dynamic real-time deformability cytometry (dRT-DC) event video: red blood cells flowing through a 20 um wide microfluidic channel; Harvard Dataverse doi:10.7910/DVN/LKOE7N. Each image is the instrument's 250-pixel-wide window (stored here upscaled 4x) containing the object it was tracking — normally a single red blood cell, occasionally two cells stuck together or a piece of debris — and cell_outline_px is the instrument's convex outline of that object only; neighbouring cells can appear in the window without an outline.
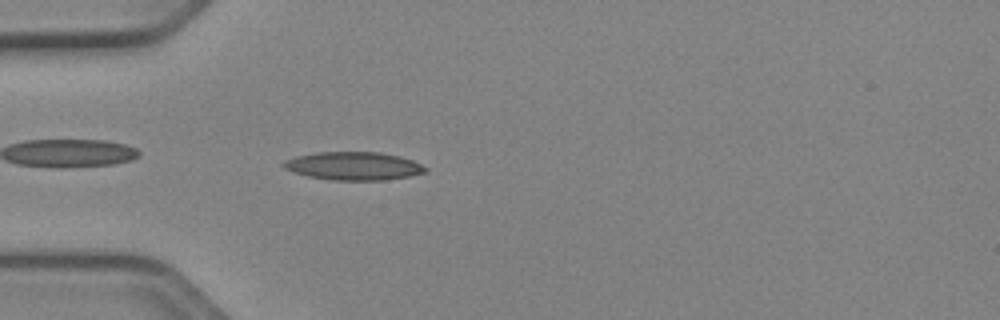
{"species": "Egyptian fruit bat (a non-hibernating species)", "species_latin": "Rousettus aegyptiacus", "temperature_condition": "cold", "stored_images_in_passage": 38, "camera_frame_rate_fps": 3000, "um_per_image_px": 0.085, "animal": {"sex": "female"}, "frame": {"image": 1, "passage_image": 2, "time_ms": 0.333, "image_size_px": [1000, 320], "cell_outline_px": [[428, 172], [408, 176], [384, 180], [332, 180], [308, 176], [292, 172], [284, 168], [280, 164], [284, 160], [296, 156], [316, 152], [380, 152], [400, 156], [412, 160], [428, 168]], "centroid_in_image_um": [30.03, 14.1], "position_along_channel_um": 55.0, "area_um2": 23.41}}
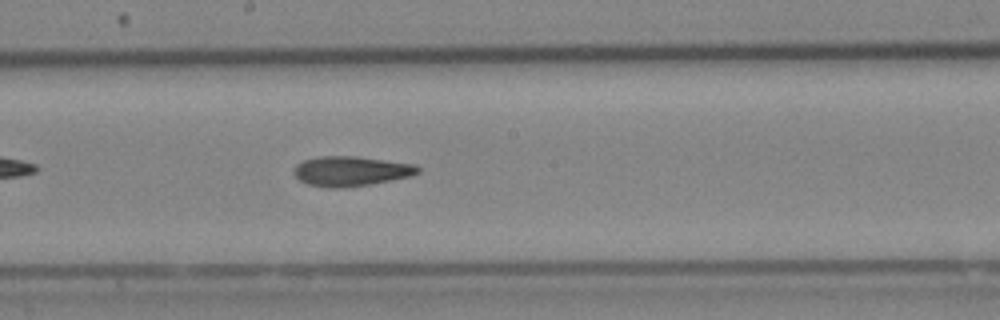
{"frame": {"image": 2, "passage_image": 15, "time_ms": 4.667, "image_size_px": [1000, 320], "cell_outline_px": [[420, 172], [412, 176], [368, 184], [344, 188], [328, 188], [308, 184], [300, 180], [292, 172], [296, 164], [304, 160], [316, 156], [356, 156], [416, 164], [420, 168]], "centroid_in_image_um": [29.82, 14.54], "position_along_channel_um": 218.4, "area_um2": 21.68}}
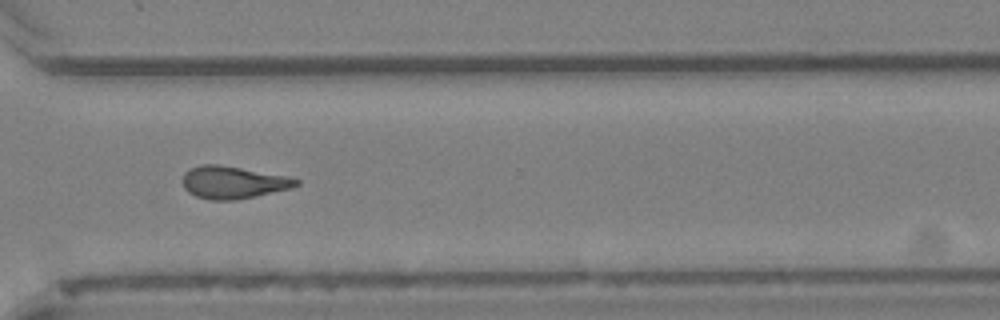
{"frame": {"image": 3, "passage_image": 25, "time_ms": 8.0, "image_size_px": [1000, 320], "cell_outline_px": [[300, 184], [292, 188], [256, 196], [236, 200], [208, 200], [196, 196], [188, 192], [184, 188], [184, 172], [188, 168], [200, 164], [220, 164], [284, 176], [300, 180]], "centroid_in_image_um": [19.78, 15.5], "position_along_channel_um": 350.8, "area_um2": 21.44}, "authors_computed_cell_mechanics": {"area_um2": 21.2126, "velocity_mm_per_s": 3.9636, "shape_relaxation_time_tau1_ms": null, "shape_relaxation_time_tau2_ms": 4.4365, "deformation_change_tau1": null, "deformation_change_tau2": 0.1314}}